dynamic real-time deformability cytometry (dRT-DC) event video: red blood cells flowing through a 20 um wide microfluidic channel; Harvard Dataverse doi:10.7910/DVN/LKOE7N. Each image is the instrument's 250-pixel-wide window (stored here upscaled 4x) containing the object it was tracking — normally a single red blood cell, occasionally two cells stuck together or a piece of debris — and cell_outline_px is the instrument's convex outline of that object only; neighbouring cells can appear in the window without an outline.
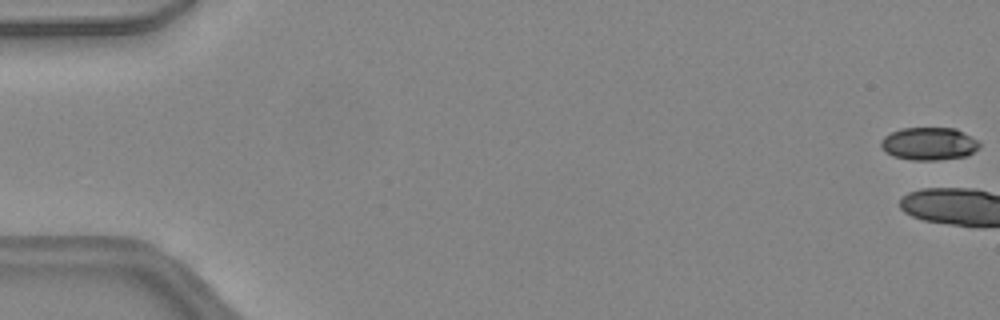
{"species": "common noctule bat (a hibernating species)", "species_latin": "Nyctalus noctula", "temperature_condition": "warm", "stored_images_in_passage": 4, "camera_frame_rate_fps": 3000, "um_per_image_px": 0.085, "animal": {"sex": "female", "body_mass_g": 24.6, "forearm_length_mm": 56.2}, "frame": {"image": 1, "passage_image": 1, "time_ms": 0.0, "image_size_px": [1000, 320], "cell_outline_px": [[980, 148], [968, 156], [936, 160], [912, 160], [892, 156], [884, 152], [880, 144], [880, 140], [884, 136], [900, 128], [956, 128], [976, 140], [980, 144]], "centroid_in_image_um": [78.94, 12.22], "position_along_channel_um": 6.1, "area_um2": 18.96}}